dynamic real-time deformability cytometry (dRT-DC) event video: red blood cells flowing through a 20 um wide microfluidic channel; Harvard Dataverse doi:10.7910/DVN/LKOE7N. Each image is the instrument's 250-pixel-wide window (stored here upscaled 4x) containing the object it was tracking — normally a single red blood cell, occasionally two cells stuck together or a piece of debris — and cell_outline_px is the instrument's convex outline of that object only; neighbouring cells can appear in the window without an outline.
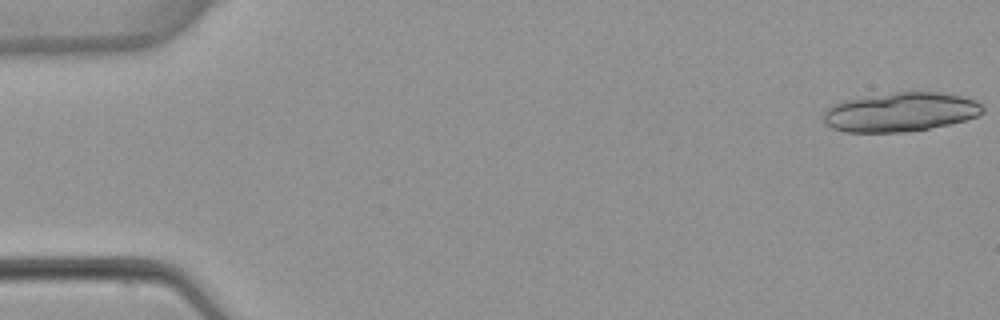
{"species": "common noctule bat (a hibernating species)", "species_latin": "Nyctalus noctula", "temperature_condition": "warm", "stored_images_in_passage": 5, "segment_of_instrument_passage": [1, 2], "camera_frame_rate_fps": 3000, "um_per_image_px": 0.085, "animal": {"sex": "female", "body_mass_g": 22.7, "forearm_length_mm": 54.2}, "frame": {"image": 1, "passage_image": 1, "time_ms": 0.0, "image_size_px": [1000, 320], "cell_outline_px": [[984, 112], [976, 116], [964, 120], [948, 124], [928, 128], [904, 132], [844, 132], [832, 128], [824, 124], [820, 116], [832, 104], [844, 100], [896, 92], [940, 92], [960, 96], [976, 100], [984, 108]], "centroid_in_image_um": [76.48, 9.53], "position_along_channel_um": 8.5, "area_um2": 36.3}}